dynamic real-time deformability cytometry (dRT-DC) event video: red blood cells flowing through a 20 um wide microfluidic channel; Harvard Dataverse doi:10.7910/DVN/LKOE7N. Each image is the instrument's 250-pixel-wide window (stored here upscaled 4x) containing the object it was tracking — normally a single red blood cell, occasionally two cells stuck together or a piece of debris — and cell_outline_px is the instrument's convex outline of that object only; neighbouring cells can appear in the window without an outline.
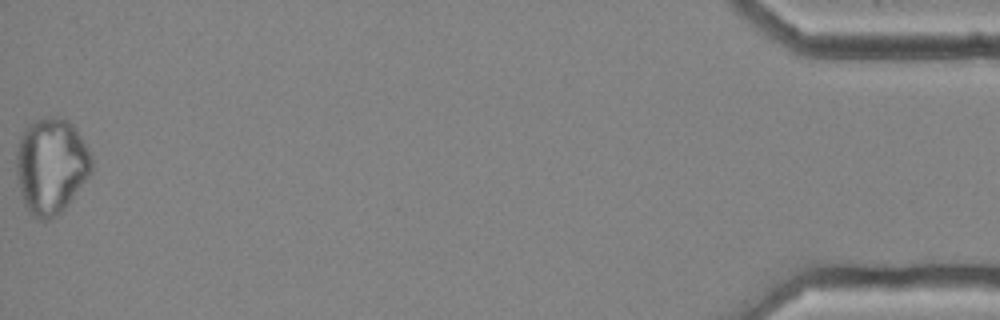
{"species": "common noctule bat (a hibernating species)", "species_latin": "Nyctalus noctula", "temperature_condition": "cold", "stored_images_in_passage": 49, "camera_frame_rate_fps": 3000, "um_per_image_px": 0.085, "animal": {"sex": "female", "body_mass_g": 25.1}, "frame": {"image": 1, "passage_image": 49, "time_ms": 16.0, "image_size_px": [1000, 320], "cell_outline_px": [[92, 172], [68, 204], [60, 212], [48, 220], [36, 220], [28, 212], [24, 204], [20, 192], [16, 172], [16, 152], [20, 136], [24, 128], [28, 124], [44, 116], [60, 116], [68, 120], [76, 128], [92, 156]], "centroid_in_image_um": [4.33, 14.08], "position_along_channel_um": 430.9, "area_um2": 42.6}}